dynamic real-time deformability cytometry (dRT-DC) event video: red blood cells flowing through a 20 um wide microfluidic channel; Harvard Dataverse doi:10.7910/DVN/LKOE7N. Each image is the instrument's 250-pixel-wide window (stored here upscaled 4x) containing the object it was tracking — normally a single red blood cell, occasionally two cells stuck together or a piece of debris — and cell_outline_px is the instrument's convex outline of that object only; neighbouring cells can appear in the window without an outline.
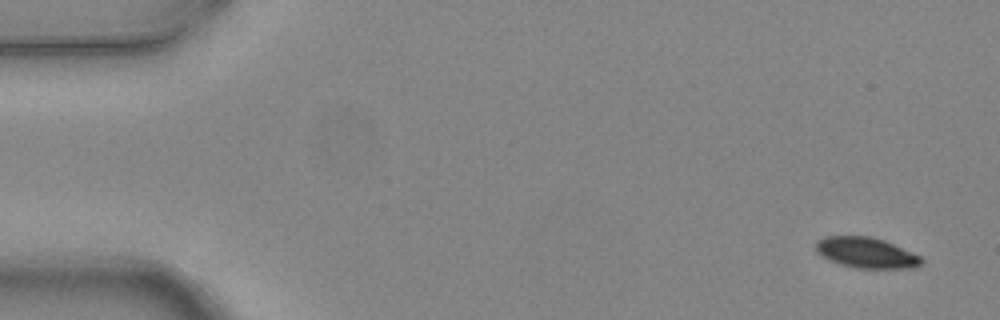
{"species": "common noctule bat (a hibernating species)", "species_latin": "Nyctalus noctula", "temperature_condition": "warm", "stored_images_in_passage": 5, "segment_of_instrument_passage": [2, 2], "camera_frame_rate_fps": 3000, "um_per_image_px": 0.085, "animal": {"sex": "female", "body_mass_g": 24.6, "forearm_length_mm": 56.2}, "frame": {"image": 1, "passage_image": 5, "time_ms": 1.333, "image_size_px": [1000, 320], "cell_outline_px": [[924, 260], [920, 264], [912, 268], [856, 268], [840, 264], [828, 260], [820, 256], [816, 252], [816, 240], [824, 236], [872, 236], [884, 240], [920, 256]], "centroid_in_image_um": [73.58, 21.47], "position_along_channel_um": 11.4, "area_um2": 18.9}}